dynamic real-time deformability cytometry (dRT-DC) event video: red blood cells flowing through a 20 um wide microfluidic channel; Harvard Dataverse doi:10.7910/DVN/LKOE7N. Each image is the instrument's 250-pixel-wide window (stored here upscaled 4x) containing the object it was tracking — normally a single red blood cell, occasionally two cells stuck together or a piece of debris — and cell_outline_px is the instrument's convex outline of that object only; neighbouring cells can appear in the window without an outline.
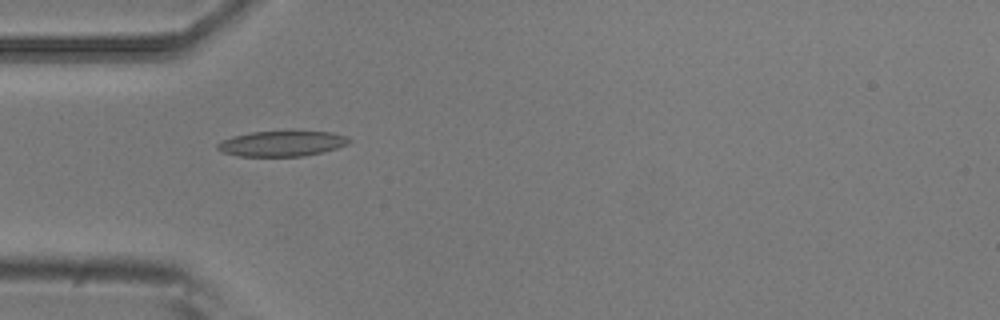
{"species": "common noctule bat (a hibernating species)", "species_latin": "Nyctalus noctula", "temperature_condition": "room temperature", "stored_images_in_passage": 5, "camera_frame_rate_fps": 3000, "um_per_image_px": 0.085, "animal": {"sex": "male", "body_mass_g": 20.5, "forearm_length_mm": 52.5}, "frame": {"image": 1, "passage_image": 4, "time_ms": 1.0, "image_size_px": [1000, 320], "cell_outline_px": [[352, 140], [348, 144], [324, 152], [304, 156], [240, 156], [224, 152], [216, 148], [216, 144], [220, 140], [232, 136], [252, 132], [288, 128], [292, 128], [332, 132], [344, 136]], "centroid_in_image_um": [23.99, 12.15], "position_along_channel_um": 61.0, "area_um2": 20.52}}
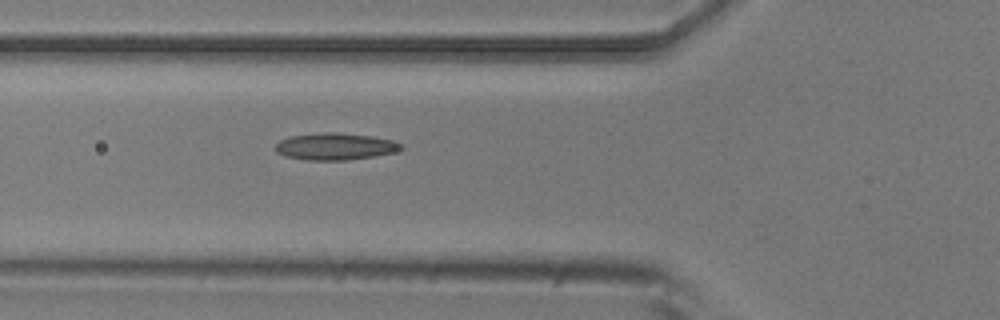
{"frame": {"image": 2, "passage_image": 5, "time_ms": 1.333, "image_size_px": [1000, 320], "cell_outline_px": [[404, 148], [392, 152], [372, 156], [348, 160], [308, 160], [284, 156], [276, 152], [276, 144], [280, 140], [288, 136], [324, 132], [336, 132], [372, 136], [392, 140], [404, 144]], "centroid_in_image_um": [28.47, 12.44], "position_along_channel_um": 97.3, "area_um2": 19.71}}